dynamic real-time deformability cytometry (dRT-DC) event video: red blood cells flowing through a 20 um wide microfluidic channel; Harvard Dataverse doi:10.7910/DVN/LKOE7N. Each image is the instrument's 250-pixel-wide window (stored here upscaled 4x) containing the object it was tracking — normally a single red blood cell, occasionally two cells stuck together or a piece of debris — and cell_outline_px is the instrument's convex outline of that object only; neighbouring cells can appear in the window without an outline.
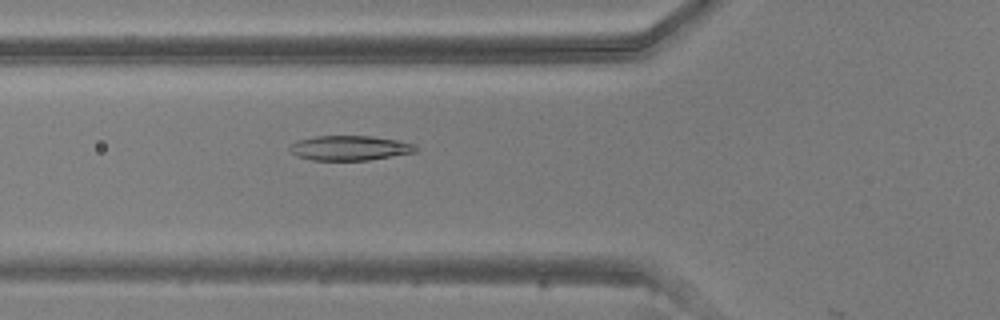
{"species": "common noctule bat (a hibernating species)", "species_latin": "Nyctalus noctula", "temperature_condition": "warm", "stored_images_in_passage": 11, "camera_frame_rate_fps": 3000, "um_per_image_px": 0.085, "animal": {"sex": "male", "body_mass_g": 20.5, "forearm_length_mm": 52.5}, "frame": {"image": 1, "passage_image": 10, "time_ms": 3.0, "image_size_px": [1000, 320], "cell_outline_px": [[416, 152], [368, 160], [312, 160], [296, 156], [288, 148], [292, 144], [300, 140], [316, 136], [372, 136], [400, 140], [416, 144]], "centroid_in_image_um": [29.76, 12.58], "position_along_channel_um": 96.0, "area_um2": 18.15}}